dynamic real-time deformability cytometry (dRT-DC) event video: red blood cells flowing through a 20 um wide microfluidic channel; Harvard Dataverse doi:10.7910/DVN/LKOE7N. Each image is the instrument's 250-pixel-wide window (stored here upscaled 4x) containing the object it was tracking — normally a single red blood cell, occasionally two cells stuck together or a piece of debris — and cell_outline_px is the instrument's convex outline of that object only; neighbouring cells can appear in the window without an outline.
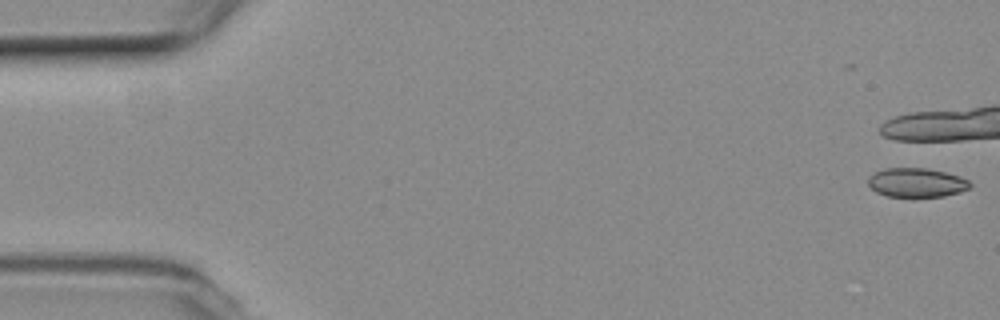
{"species": "common noctule bat (a hibernating species)", "species_latin": "Nyctalus noctula", "temperature_condition": "room temperature", "stored_images_in_passage": 6, "camera_frame_rate_fps": 3000, "um_per_image_px": 0.085, "animal": {"sex": "female", "body_mass_g": 19.3, "forearm_length_mm": 54.1}, "frame": {"image": 1, "passage_image": 1, "time_ms": 0.0, "image_size_px": [1000, 320], "cell_outline_px": [[972, 184], [968, 188], [960, 192], [944, 196], [912, 200], [888, 196], [876, 192], [868, 184], [868, 176], [872, 172], [884, 168], [924, 168], [944, 172], [960, 176], [968, 180]], "centroid_in_image_um": [77.87, 15.56], "position_along_channel_um": 7.1, "area_um2": 18.03}}